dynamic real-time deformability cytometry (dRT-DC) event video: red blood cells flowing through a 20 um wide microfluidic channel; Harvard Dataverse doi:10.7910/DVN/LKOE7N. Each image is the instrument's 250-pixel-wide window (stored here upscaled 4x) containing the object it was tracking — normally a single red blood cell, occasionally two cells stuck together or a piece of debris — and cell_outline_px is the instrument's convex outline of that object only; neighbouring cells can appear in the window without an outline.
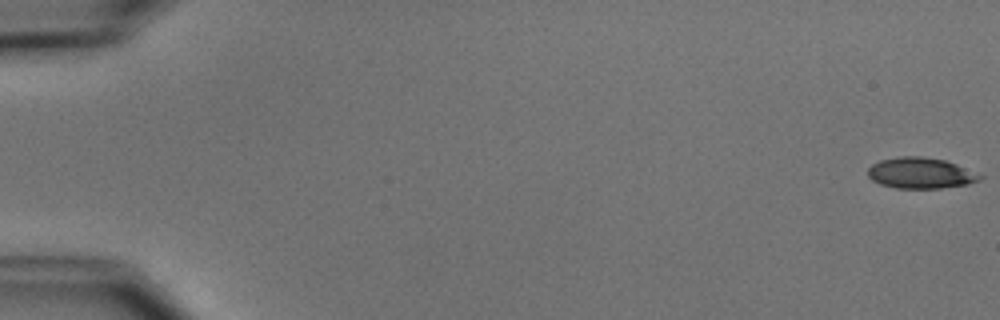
{"species": "common noctule bat (a hibernating species)", "species_latin": "Nyctalus noctula", "temperature_condition": "cold", "stored_images_in_passage": 54, "camera_frame_rate_fps": 3000, "um_per_image_px": 0.085, "animal": {"sex": "male", "body_mass_g": 15.6}, "frame": {"image": 1, "passage_image": 1, "time_ms": 0.0, "image_size_px": [1000, 320], "cell_outline_px": [[984, 176], [980, 180], [968, 184], [940, 188], [896, 188], [880, 184], [872, 180], [868, 176], [868, 168], [872, 164], [880, 160], [900, 156], [920, 156], [944, 160], [956, 164]], "centroid_in_image_um": [78.23, 14.71], "position_along_channel_um": 6.8, "area_um2": 20.11}}
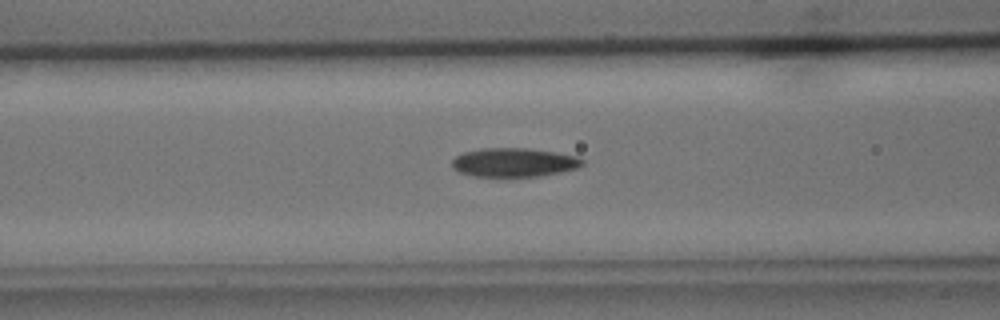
{"frame": {"image": 2, "passage_image": 23, "time_ms": 7.333, "image_size_px": [1000, 320], "cell_outline_px": [[584, 164], [576, 168], [560, 172], [540, 176], [472, 176], [460, 172], [452, 168], [452, 160], [456, 156], [464, 152], [480, 148], [528, 148], [556, 152], [576, 156], [584, 160]], "centroid_in_image_um": [43.68, 13.8], "position_along_channel_um": 122.9, "area_um2": 21.91}}
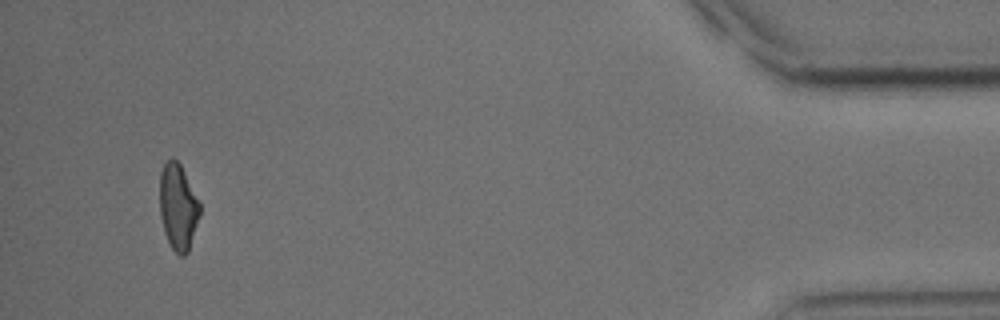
{"frame": {"image": 3, "passage_image": 52, "time_ms": 17.0, "image_size_px": [1000, 320], "cell_outline_px": [[200, 216], [188, 252], [184, 256], [180, 256], [172, 248], [164, 232], [160, 216], [160, 172], [164, 164], [172, 156], [180, 164], [200, 204]], "centroid_in_image_um": [15.13, 17.6], "position_along_channel_um": 420.1, "area_um2": 20.0}, "authors_computed_cell_mechanics": {"area_um2": 21.386, "velocity_mm_per_s": 3.7692, "shape_relaxation_time_tau1_ms": 4.2405, "shape_relaxation_time_tau2_ms": 3.7998, "deformation_change_tau1": 0.1348, "deformation_change_tau2": 0.1013}}